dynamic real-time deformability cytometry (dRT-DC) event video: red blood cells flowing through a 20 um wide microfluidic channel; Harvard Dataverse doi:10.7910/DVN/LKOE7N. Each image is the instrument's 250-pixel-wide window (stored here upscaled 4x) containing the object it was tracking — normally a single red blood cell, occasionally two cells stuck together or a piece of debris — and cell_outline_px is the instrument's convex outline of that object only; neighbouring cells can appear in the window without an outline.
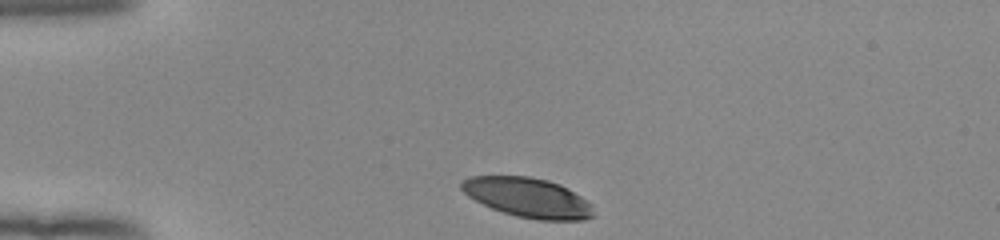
{"species": "human", "species_latin": "Homo sapiens", "temperature_condition": "room temperature", "stored_images_in_passage": 33, "camera_frame_rate_fps": 3000, "um_per_image_px": 0.085, "donor": {"sex": "female"}, "frame": {"image": 1, "passage_image": 1, "time_ms": 0.0, "image_size_px": [1000, 240], "cell_outline_px": [[592, 216], [584, 220], [536, 220], [516, 216], [492, 208], [468, 196], [460, 188], [460, 180], [468, 176], [528, 176], [548, 180], [560, 184], [568, 188], [588, 200], [592, 204]], "centroid_in_image_um": [44.86, 16.78], "position_along_channel_um": 40.1, "area_um2": 30.58}}
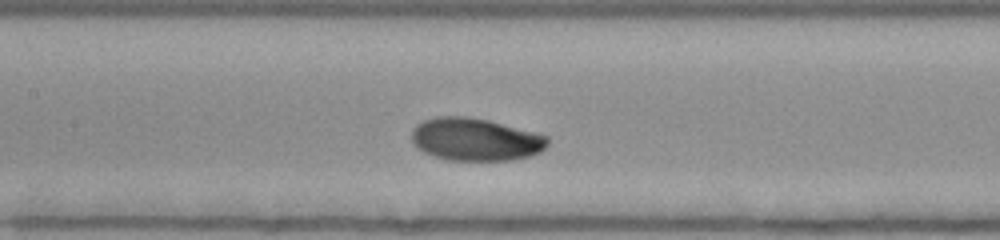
{"frame": {"image": 2, "passage_image": 14, "time_ms": 4.333, "image_size_px": [1000, 240], "cell_outline_px": [[548, 144], [540, 152], [528, 156], [512, 160], [448, 160], [424, 152], [416, 148], [412, 144], [412, 128], [416, 124], [424, 120], [436, 116], [464, 116], [488, 120], [548, 136]], "centroid_in_image_um": [40.37, 11.85], "position_along_channel_um": 167.0, "area_um2": 33.76}}
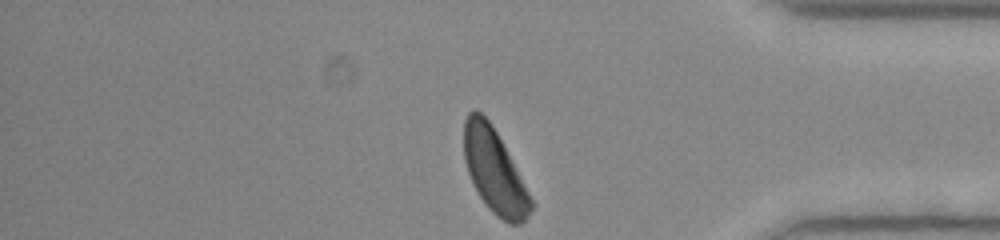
{"frame": {"image": 3, "passage_image": 33, "time_ms": 10.667, "image_size_px": [1000, 240], "cell_outline_px": [[532, 208], [528, 216], [520, 224], [508, 224], [496, 216], [488, 208], [480, 196], [468, 172], [464, 160], [464, 120], [468, 112], [472, 108], [476, 108], [492, 124], [528, 192], [532, 200]], "centroid_in_image_um": [41.99, 14.52], "position_along_channel_um": 393.2, "area_um2": 32.19}, "authors_computed_cell_mechanics": {"area_um2": 33.1194, "velocity_mm_per_s": 3.8761, "shape_relaxation_time_tau1_ms": 3.1777, "shape_relaxation_time_tau2_ms": null, "deformation_change_tau1": 0.1709, "deformation_change_tau2": null}}